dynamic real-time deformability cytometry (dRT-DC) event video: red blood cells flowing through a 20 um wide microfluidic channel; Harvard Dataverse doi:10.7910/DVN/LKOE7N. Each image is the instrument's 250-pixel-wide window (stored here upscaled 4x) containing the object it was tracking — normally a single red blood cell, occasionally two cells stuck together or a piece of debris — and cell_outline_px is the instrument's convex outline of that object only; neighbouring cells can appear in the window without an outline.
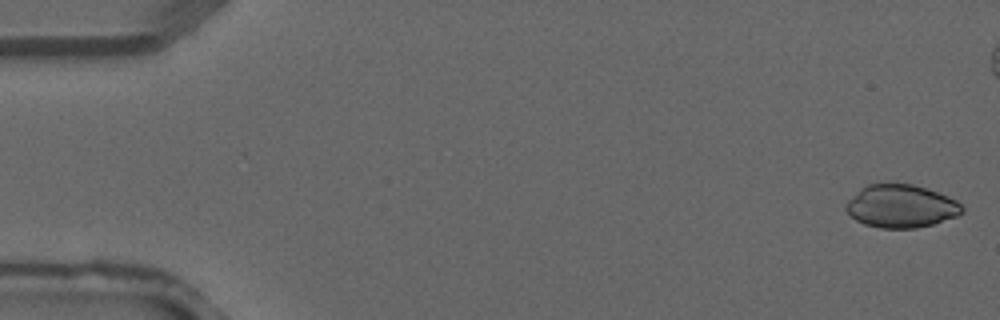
{"species": "common noctule bat (a hibernating species)", "species_latin": "Nyctalus noctula", "temperature_condition": "warm", "stored_images_in_passage": 2, "camera_frame_rate_fps": 3000, "um_per_image_px": 0.085, "animal": {"sex": "male", "forearm_length_mm": 52.5}, "frame": {"image": 1, "passage_image": 2, "time_ms": 0.333, "image_size_px": [1000, 320], "cell_outline_px": [[964, 212], [956, 216], [932, 224], [916, 228], [880, 228], [864, 224], [856, 220], [844, 208], [848, 200], [860, 188], [868, 184], [912, 184], [948, 196], [956, 200], [964, 208]], "centroid_in_image_um": [76.57, 17.53], "position_along_channel_um": 8.4, "area_um2": 28.84}}